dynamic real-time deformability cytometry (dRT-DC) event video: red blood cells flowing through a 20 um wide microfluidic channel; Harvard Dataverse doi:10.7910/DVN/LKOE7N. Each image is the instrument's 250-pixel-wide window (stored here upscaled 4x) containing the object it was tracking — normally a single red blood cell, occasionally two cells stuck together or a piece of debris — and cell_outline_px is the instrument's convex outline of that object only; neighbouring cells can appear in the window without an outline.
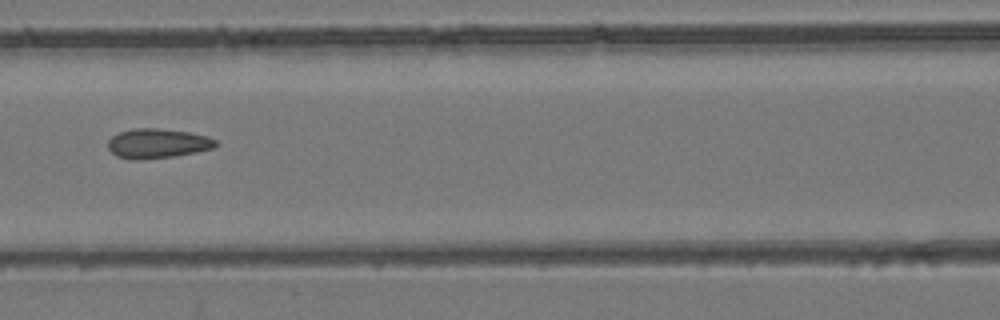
{"species": "common noctule bat (a hibernating species)", "species_latin": "Nyctalus noctula", "temperature_condition": "room temperature", "stored_images_in_passage": 4, "camera_frame_rate_fps": 3000, "um_per_image_px": 0.085, "animal": {"sex": "female", "body_mass_g": 24.6, "forearm_length_mm": 56.2}, "frame": {"image": 1, "passage_image": 4, "time_ms": 3.333, "image_size_px": [1000, 320], "cell_outline_px": [[220, 144], [212, 148], [196, 152], [176, 156], [140, 160], [132, 160], [116, 156], [108, 148], [108, 140], [112, 136], [120, 132], [132, 128], [156, 128], [188, 132], [208, 136], [216, 140]], "centroid_in_image_um": [13.39, 12.2], "position_along_channel_um": 153.2, "area_um2": 18.73}}